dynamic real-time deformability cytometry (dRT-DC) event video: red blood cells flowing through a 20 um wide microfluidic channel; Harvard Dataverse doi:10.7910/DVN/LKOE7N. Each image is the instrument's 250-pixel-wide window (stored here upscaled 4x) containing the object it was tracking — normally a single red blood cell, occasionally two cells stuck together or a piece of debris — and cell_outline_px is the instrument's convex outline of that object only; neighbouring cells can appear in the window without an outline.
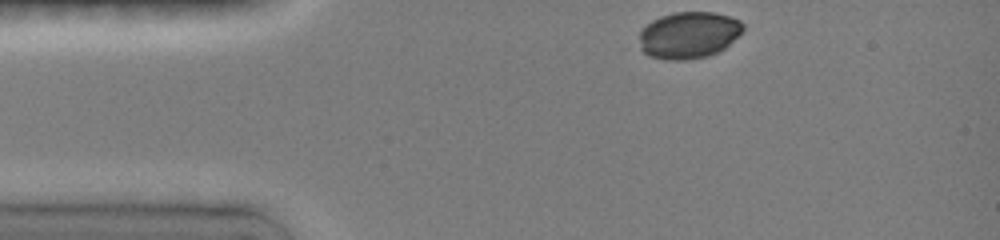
{"species": "common noctule bat (a hibernating species)", "species_latin": "Nyctalus noctula", "temperature_condition": "room temperature", "stored_images_in_passage": 34, "camera_frame_rate_fps": 3000, "um_per_image_px": 0.085, "animal": {"sex": "female", "body_mass_g": 19.0, "forearm_length_mm": 51.5}, "frame": {"image": 1, "passage_image": 1, "time_ms": 0.0, "image_size_px": [1000, 240], "cell_outline_px": [[744, 28], [724, 48], [708, 56], [684, 60], [668, 60], [652, 56], [644, 52], [640, 40], [640, 32], [652, 20], [660, 16], [672, 12], [716, 12], [740, 20], [744, 24]], "centroid_in_image_um": [58.55, 2.96], "position_along_channel_um": 26.4, "area_um2": 27.92}}
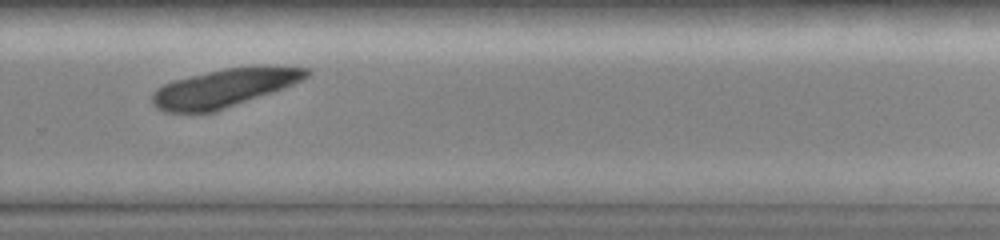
{"frame": {"image": 2, "passage_image": 26, "time_ms": 8.333, "image_size_px": [1000, 240], "cell_outline_px": [[312, 72], [308, 76], [292, 84], [216, 112], [164, 112], [156, 108], [152, 104], [152, 92], [156, 88], [164, 84], [176, 80], [224, 68], [260, 64], [312, 68]], "centroid_in_image_um": [19.08, 7.45], "position_along_channel_um": 310.7, "area_um2": 34.39}}
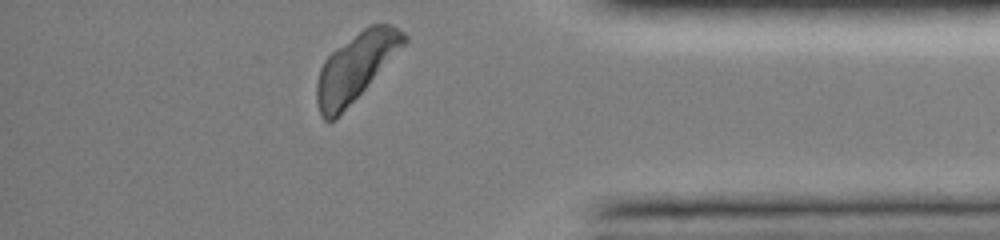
{"frame": {"image": 3, "passage_image": 34, "time_ms": 11.0, "image_size_px": [1000, 240], "cell_outline_px": [[408, 40], [364, 88], [332, 120], [324, 120], [320, 116], [316, 100], [316, 84], [320, 68], [324, 60], [336, 48], [364, 28], [372, 24], [392, 24], [404, 32], [408, 36]], "centroid_in_image_um": [30.21, 5.65], "position_along_channel_um": 405.0, "area_um2": 33.06}}